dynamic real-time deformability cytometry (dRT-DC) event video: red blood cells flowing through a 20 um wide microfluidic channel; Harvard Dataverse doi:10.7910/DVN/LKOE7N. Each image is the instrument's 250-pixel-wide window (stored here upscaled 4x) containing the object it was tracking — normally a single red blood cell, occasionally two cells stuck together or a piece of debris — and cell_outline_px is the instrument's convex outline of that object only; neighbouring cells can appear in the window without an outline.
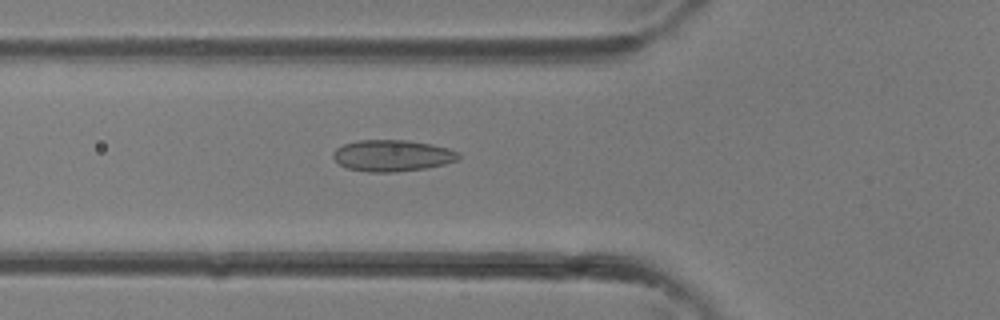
{"species": "common noctule bat (a hibernating species)", "species_latin": "Nyctalus noctula", "temperature_condition": "room temperature", "stored_images_in_passage": 33, "camera_frame_rate_fps": 3000, "um_per_image_px": 0.085, "animal": {"sex": "female"}, "frame": {"image": 1, "passage_image": 10, "time_ms": 3.0, "image_size_px": [1000, 320], "cell_outline_px": [[460, 156], [456, 160], [444, 164], [424, 168], [396, 172], [368, 172], [348, 168], [340, 164], [332, 156], [332, 152], [336, 148], [344, 144], [356, 140], [408, 140], [432, 144], [448, 148], [460, 152]], "centroid_in_image_um": [33.34, 13.22], "position_along_channel_um": 92.5, "area_um2": 23.0}}
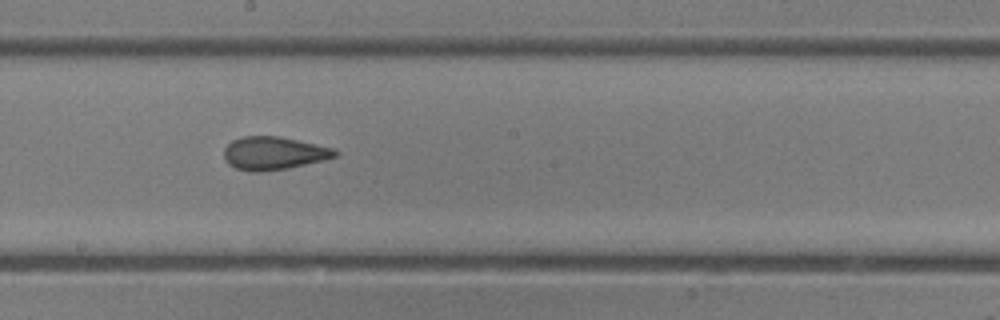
{"frame": {"image": 2, "passage_image": 17, "time_ms": 5.333, "image_size_px": [1000, 320], "cell_outline_px": [[340, 156], [324, 160], [288, 168], [260, 172], [252, 172], [236, 168], [228, 164], [224, 160], [224, 148], [232, 140], [244, 136], [280, 136], [336, 148], [340, 152]], "centroid_in_image_um": [23.31, 13.02], "position_along_channel_um": 224.9, "area_um2": 21.73}}
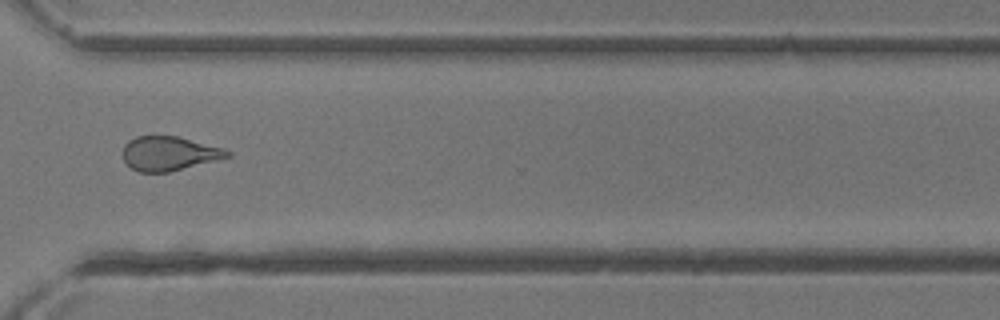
{"frame": {"image": 3, "passage_image": 24, "time_ms": 7.667, "image_size_px": [1000, 320], "cell_outline_px": [[232, 156], [168, 172], [140, 172], [132, 168], [124, 160], [124, 144], [128, 140], [136, 136], [176, 136], [224, 148], [232, 152]], "centroid_in_image_um": [14.38, 13.04], "position_along_channel_um": 356.2, "area_um2": 20.63}}